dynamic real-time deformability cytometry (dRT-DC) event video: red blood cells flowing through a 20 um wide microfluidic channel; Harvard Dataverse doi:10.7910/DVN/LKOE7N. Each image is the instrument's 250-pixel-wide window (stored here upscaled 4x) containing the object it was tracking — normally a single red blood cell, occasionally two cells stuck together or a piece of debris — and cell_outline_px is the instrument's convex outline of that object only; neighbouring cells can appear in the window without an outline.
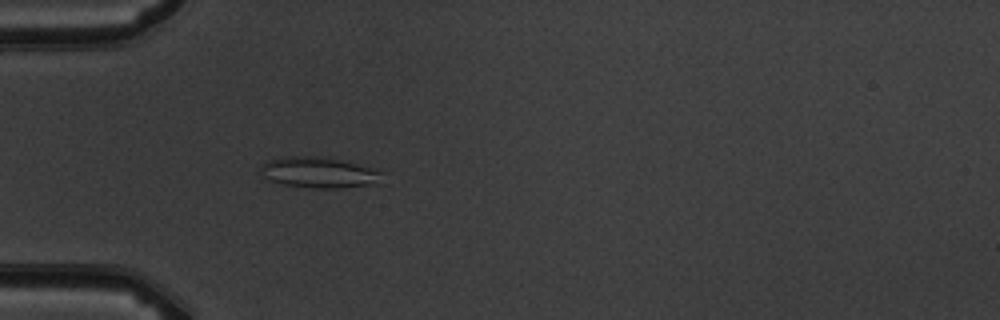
{"species": "common noctule bat (a hibernating species)", "species_latin": "Nyctalus noctula", "temperature_condition": "warm", "stored_images_in_passage": 5, "camera_frame_rate_fps": 3000, "um_per_image_px": 0.085, "animal": {"sex": "male", "body_mass_g": 19.5, "forearm_length_mm": 54.6}, "frame": {"image": 1, "passage_image": 5, "time_ms": 6.333, "image_size_px": [1000, 320], "cell_outline_px": [[384, 172], [380, 184], [336, 188], [316, 188], [284, 184], [272, 180], [264, 176], [260, 172], [260, 168], [268, 160], [288, 156], [324, 156], [344, 160]], "centroid_in_image_um": [27.18, 14.65], "position_along_channel_um": 57.8, "area_um2": 21.85}}